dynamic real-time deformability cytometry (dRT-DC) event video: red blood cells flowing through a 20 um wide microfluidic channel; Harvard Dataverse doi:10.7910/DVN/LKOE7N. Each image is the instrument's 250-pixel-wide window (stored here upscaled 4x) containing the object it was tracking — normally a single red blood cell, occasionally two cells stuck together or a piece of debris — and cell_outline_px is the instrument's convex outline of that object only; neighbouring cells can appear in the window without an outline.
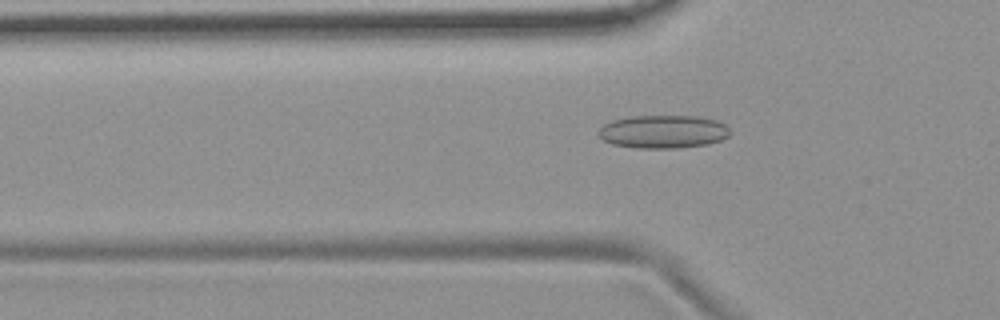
{"species": "common noctule bat (a hibernating species)", "species_latin": "Nyctalus noctula", "temperature_condition": "room temperature", "stored_images_in_passage": 47, "camera_frame_rate_fps": 3000, "um_per_image_px": 0.085, "animal": {"sex": "female", "body_mass_g": 19.9}, "frame": {"image": 1, "passage_image": 10, "time_ms": 3.0, "image_size_px": [1000, 320], "cell_outline_px": [[732, 132], [728, 136], [720, 140], [708, 144], [680, 148], [636, 148], [612, 144], [604, 140], [596, 132], [604, 124], [612, 120], [628, 116], [700, 116], [716, 120], [724, 124]], "centroid_in_image_um": [56.37, 11.19], "position_along_channel_um": 69.4, "area_um2": 25.61}}
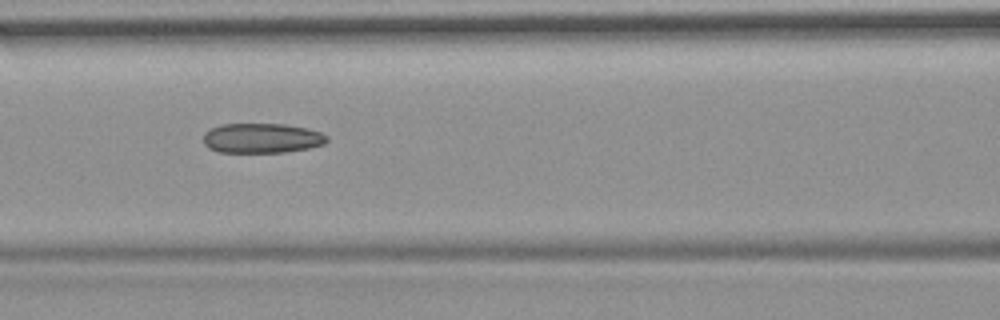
{"frame": {"image": 2, "passage_image": 16, "time_ms": 5.0, "image_size_px": [1000, 320], "cell_outline_px": [[328, 140], [324, 144], [308, 148], [284, 152], [220, 152], [208, 148], [204, 144], [204, 132], [220, 124], [284, 124], [308, 128], [320, 132], [328, 136]], "centroid_in_image_um": [22.26, 11.74], "position_along_channel_um": 144.3, "area_um2": 21.5}}
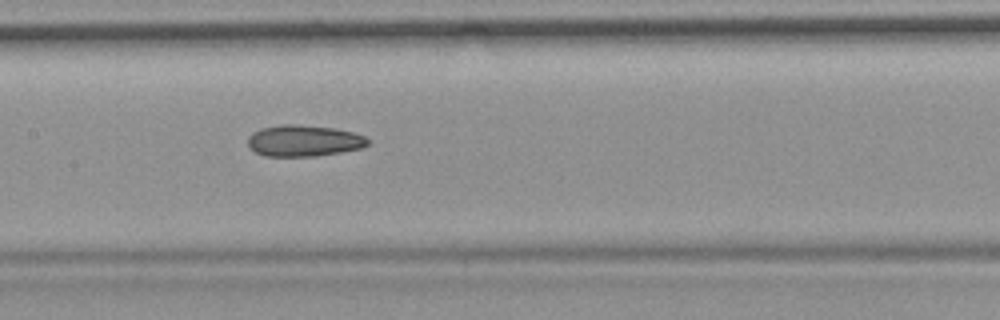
{"frame": {"image": 3, "passage_image": 19, "time_ms": 6.0, "image_size_px": [1000, 320], "cell_outline_px": [[368, 144], [360, 148], [340, 152], [316, 156], [264, 156], [256, 152], [248, 144], [248, 136], [252, 132], [260, 128], [280, 124], [296, 124], [332, 128], [352, 132], [364, 136], [368, 140]], "centroid_in_image_um": [25.78, 11.96], "position_along_channel_um": 181.6, "area_um2": 21.79}}